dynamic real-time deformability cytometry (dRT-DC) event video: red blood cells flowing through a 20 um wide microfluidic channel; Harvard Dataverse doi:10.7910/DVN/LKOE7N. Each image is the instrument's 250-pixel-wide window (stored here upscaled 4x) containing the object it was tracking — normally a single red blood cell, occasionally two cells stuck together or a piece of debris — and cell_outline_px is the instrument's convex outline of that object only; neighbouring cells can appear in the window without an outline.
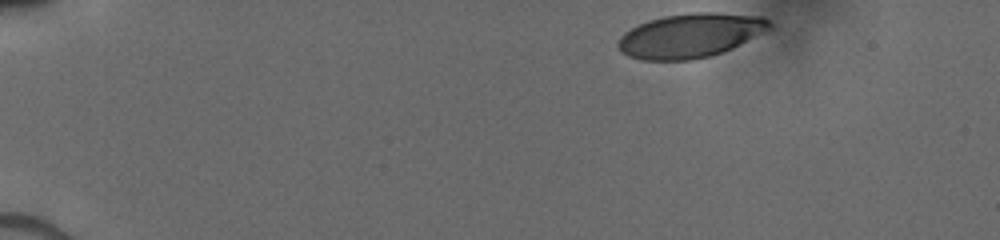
{"species": "human", "species_latin": "Homo sapiens", "temperature_condition": "cold", "stored_images_in_passage": 37, "camera_frame_rate_fps": 3000, "um_per_image_px": 0.085, "donor": {"sex": "male"}, "frame": {"image": 1, "passage_image": 1, "time_ms": 0.0, "image_size_px": [1000, 240], "cell_outline_px": [[772, 28], [732, 48], [712, 56], [692, 60], [644, 60], [628, 56], [620, 52], [616, 44], [620, 36], [624, 32], [648, 20], [664, 16], [692, 12], [716, 12], [760, 16], [768, 20], [772, 24]], "centroid_in_image_um": [58.66, 3.02], "position_along_channel_um": 26.3, "area_um2": 39.13}}
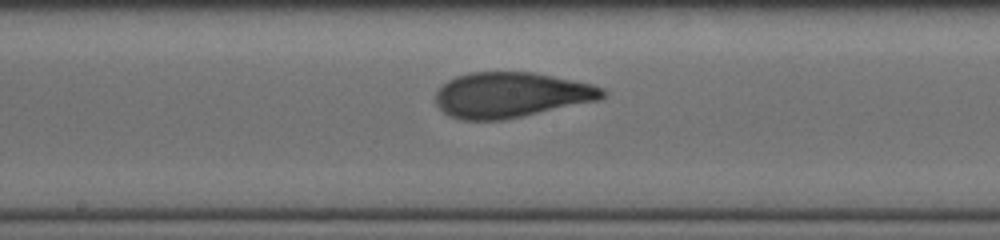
{"frame": {"image": 2, "passage_image": 22, "time_ms": 7.0, "image_size_px": [1000, 240], "cell_outline_px": [[608, 92], [600, 100], [504, 120], [460, 120], [448, 116], [436, 104], [436, 92], [448, 80], [456, 76], [468, 72], [532, 72], [592, 84], [604, 88]], "centroid_in_image_um": [43.44, 8.07], "position_along_channel_um": 204.8, "area_um2": 44.22}}
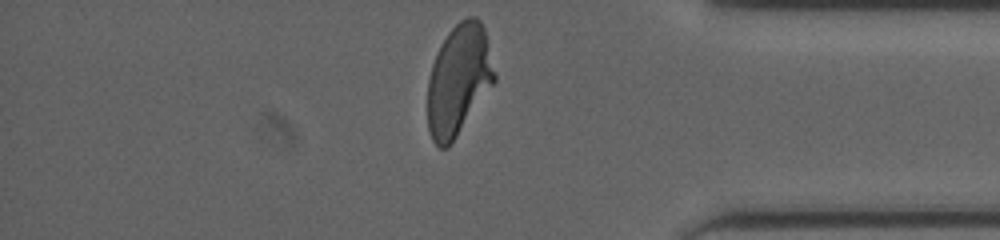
{"frame": {"image": 3, "passage_image": 37, "time_ms": 12.0, "image_size_px": [1000, 240], "cell_outline_px": [[496, 80], [448, 148], [440, 148], [432, 140], [428, 132], [428, 80], [432, 64], [436, 52], [440, 44], [448, 32], [460, 20], [468, 16], [476, 16], [480, 20], [484, 28], [496, 76]], "centroid_in_image_um": [38.97, 6.78], "position_along_channel_um": 396.2, "area_um2": 43.06}}